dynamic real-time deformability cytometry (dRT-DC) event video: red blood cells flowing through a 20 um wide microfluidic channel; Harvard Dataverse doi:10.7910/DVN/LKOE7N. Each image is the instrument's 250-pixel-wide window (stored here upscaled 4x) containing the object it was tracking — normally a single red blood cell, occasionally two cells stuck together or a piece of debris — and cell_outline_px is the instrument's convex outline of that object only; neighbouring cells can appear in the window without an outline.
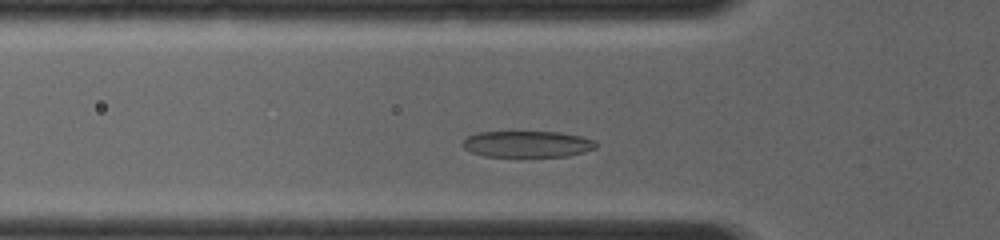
{"species": "common noctule bat (a hibernating species)", "species_latin": "Nyctalus noctula", "temperature_condition": "room temperature", "stored_images_in_passage": 46, "camera_frame_rate_fps": 4000, "um_per_image_px": 0.085, "animal": {"sex": "female", "body_mass_g": 19.0, "forearm_length_mm": 56.7}, "frame": {"image": 1, "passage_image": 9, "time_ms": 1.75, "image_size_px": [1000, 240], "cell_outline_px": [[596, 148], [568, 156], [484, 156], [472, 152], [464, 148], [464, 140], [468, 136], [480, 132], [556, 132], [576, 136], [592, 140], [596, 144]], "centroid_in_image_um": [44.79, 12.25], "position_along_channel_um": 81.0, "area_um2": 19.94}}
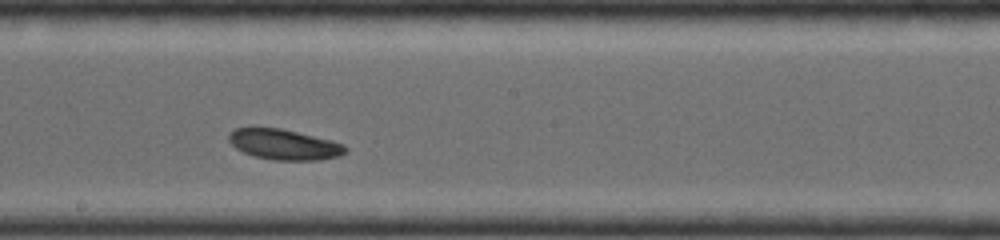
{"frame": {"image": 2, "passage_image": 23, "time_ms": 5.0, "image_size_px": [1000, 240], "cell_outline_px": [[344, 152], [336, 156], [320, 160], [276, 160], [256, 156], [244, 152], [236, 148], [232, 144], [228, 136], [236, 128], [280, 128], [328, 140], [340, 144], [344, 148]], "centroid_in_image_um": [24.09, 12.28], "position_along_channel_um": 224.1, "area_um2": 19.83}}
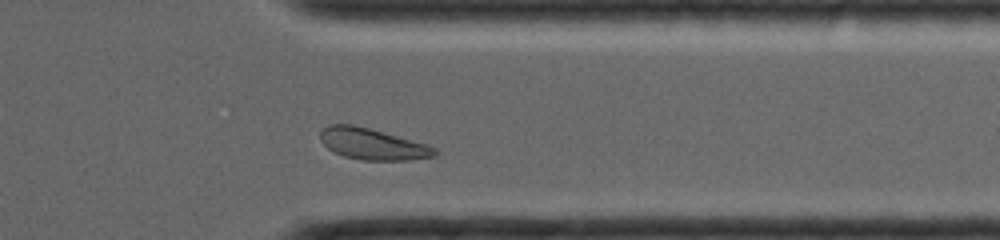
{"frame": {"image": 3, "passage_image": 39, "time_ms": 8.5, "image_size_px": [1000, 240], "cell_outline_px": [[436, 156], [408, 160], [364, 160], [344, 156], [328, 148], [320, 140], [320, 132], [328, 124], [352, 124], [368, 128], [424, 144], [432, 148], [436, 152]], "centroid_in_image_um": [31.59, 12.24], "position_along_channel_um": 379.8, "area_um2": 20.29}}